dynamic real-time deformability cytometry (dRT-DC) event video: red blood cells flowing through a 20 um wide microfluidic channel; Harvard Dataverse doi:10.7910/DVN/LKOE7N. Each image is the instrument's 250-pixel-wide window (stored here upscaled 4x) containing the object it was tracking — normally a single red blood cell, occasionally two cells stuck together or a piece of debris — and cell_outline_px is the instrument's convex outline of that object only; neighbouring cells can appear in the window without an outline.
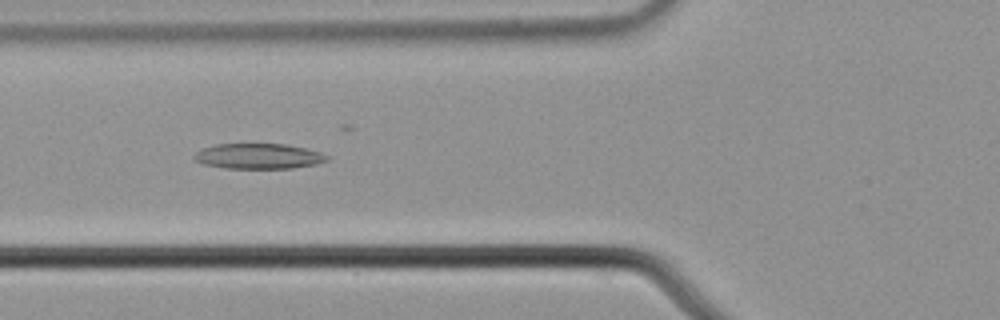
{"species": "common noctule bat (a hibernating species)", "species_latin": "Nyctalus noctula", "temperature_condition": "cold", "stored_images_in_passage": 6, "camera_frame_rate_fps": 3000, "um_per_image_px": 0.085, "animal": {"sex": "male", "body_mass_g": 21.5, "forearm_length_mm": 52.0}, "frame": {"image": 1, "passage_image": 5, "time_ms": 1.333, "image_size_px": [1000, 320], "cell_outline_px": [[332, 156], [328, 160], [316, 164], [292, 168], [224, 168], [204, 164], [196, 160], [192, 156], [196, 152], [204, 148], [216, 144], [284, 144], [304, 148], [320, 152]], "centroid_in_image_um": [22.0, 13.28], "position_along_channel_um": 103.8, "area_um2": 19.54}}
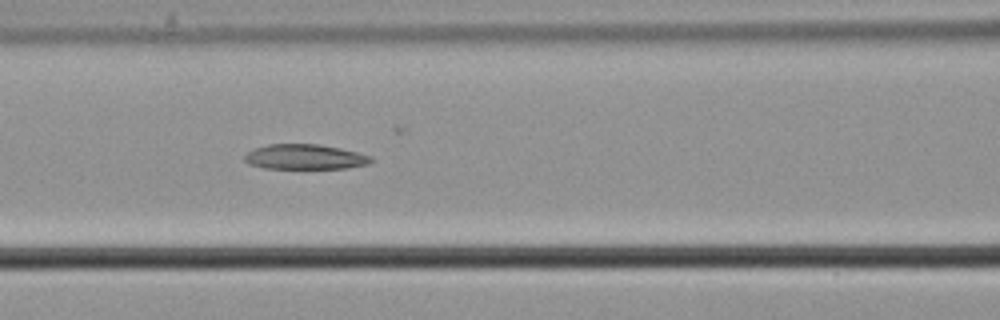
{"frame": {"image": 2, "passage_image": 6, "time_ms": 1.667, "image_size_px": [1000, 320], "cell_outline_px": [[376, 160], [368, 164], [348, 168], [264, 168], [248, 164], [244, 160], [244, 156], [248, 152], [256, 148], [268, 144], [316, 144], [340, 148], [372, 156]], "centroid_in_image_um": [25.94, 13.34], "position_along_channel_um": 140.7, "area_um2": 18.44}}